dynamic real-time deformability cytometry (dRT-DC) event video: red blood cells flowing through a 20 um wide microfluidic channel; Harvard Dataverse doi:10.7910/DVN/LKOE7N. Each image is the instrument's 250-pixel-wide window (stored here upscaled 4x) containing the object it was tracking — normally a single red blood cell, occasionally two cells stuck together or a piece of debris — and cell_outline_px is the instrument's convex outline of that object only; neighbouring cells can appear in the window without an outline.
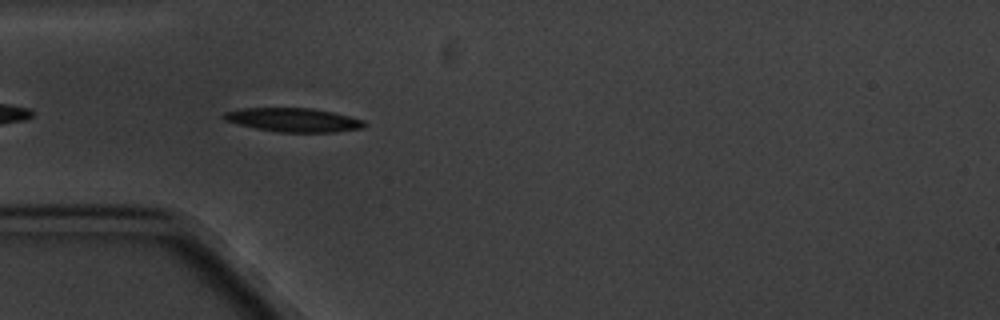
{"species": "common noctule bat (a hibernating species)", "species_latin": "Nyctalus noctula", "temperature_condition": "cold", "stored_images_in_passage": 7, "camera_frame_rate_fps": 3000, "um_per_image_px": 0.085, "animal": {"sex": "male", "body_mass_g": 20.1, "forearm_length_mm": 53.5}, "frame": {"image": 1, "passage_image": 5, "time_ms": 4.667, "image_size_px": [1000, 320], "cell_outline_px": [[368, 124], [360, 128], [336, 132], [276, 132], [256, 128], [224, 120], [220, 116], [224, 112], [240, 108], [312, 108], [332, 112], [364, 120]], "centroid_in_image_um": [24.92, 10.19], "position_along_channel_um": 60.1, "area_um2": 19.48}}